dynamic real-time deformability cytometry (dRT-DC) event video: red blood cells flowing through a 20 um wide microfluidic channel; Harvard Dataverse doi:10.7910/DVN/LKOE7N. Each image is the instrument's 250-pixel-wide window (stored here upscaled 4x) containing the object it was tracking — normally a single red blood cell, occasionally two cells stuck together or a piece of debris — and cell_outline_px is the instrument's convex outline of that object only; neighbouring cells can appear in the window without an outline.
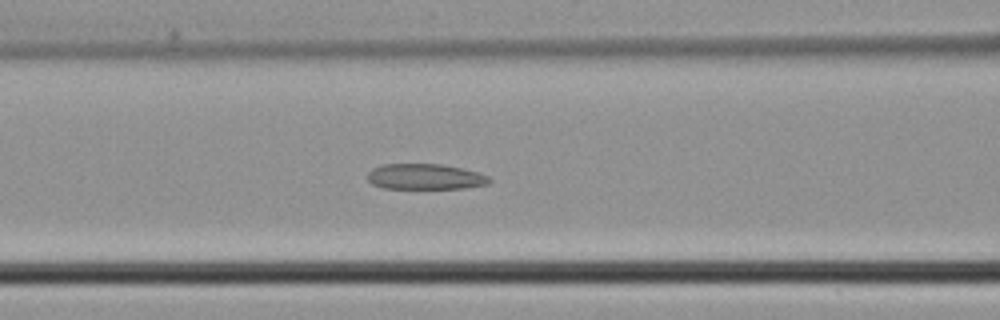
{"species": "common noctule bat (a hibernating species)", "species_latin": "Nyctalus noctula", "temperature_condition": "cold", "stored_images_in_passage": 46, "camera_frame_rate_fps": 3000, "um_per_image_px": 0.085, "animal": {"sex": "male", "body_mass_g": 21.5, "forearm_length_mm": 52.0}, "frame": {"image": 1, "passage_image": 19, "time_ms": 6.0, "image_size_px": [1000, 320], "cell_outline_px": [[492, 180], [488, 184], [464, 188], [384, 188], [372, 184], [368, 180], [368, 172], [372, 168], [380, 164], [444, 164], [476, 172], [488, 176]], "centroid_in_image_um": [36.11, 15.01], "position_along_channel_um": 130.5, "area_um2": 18.15}}
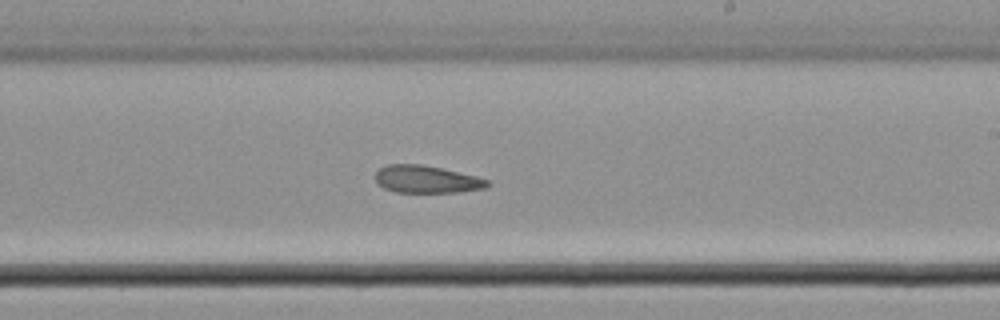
{"frame": {"image": 2, "passage_image": 27, "time_ms": 8.667, "image_size_px": [1000, 320], "cell_outline_px": [[492, 184], [488, 188], [460, 192], [396, 192], [384, 188], [376, 180], [376, 172], [380, 168], [388, 164], [420, 164], [440, 168], [476, 176], [488, 180]], "centroid_in_image_um": [36.31, 15.25], "position_along_channel_um": 252.7, "area_um2": 17.86}}
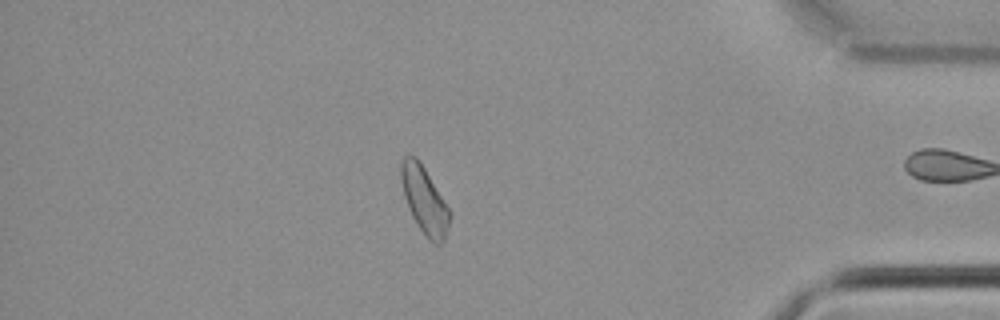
{"frame": {"image": 3, "passage_image": 39, "time_ms": 12.667, "image_size_px": [1000, 320], "cell_outline_px": [[452, 212], [448, 228], [444, 240], [440, 244], [432, 244], [428, 240], [416, 224], [408, 208], [404, 196], [400, 180], [400, 164], [404, 156], [416, 156], [424, 168]], "centroid_in_image_um": [36.07, 17.05], "position_along_channel_um": 399.1, "area_um2": 19.13}}